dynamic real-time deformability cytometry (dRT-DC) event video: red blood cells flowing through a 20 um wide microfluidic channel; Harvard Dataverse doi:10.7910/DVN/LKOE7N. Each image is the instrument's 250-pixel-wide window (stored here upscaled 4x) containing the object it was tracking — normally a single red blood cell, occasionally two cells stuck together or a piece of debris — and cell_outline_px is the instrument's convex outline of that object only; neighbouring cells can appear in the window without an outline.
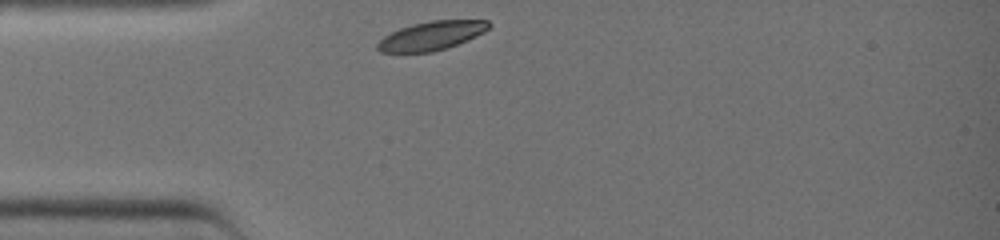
{"species": "common noctule bat (a hibernating species)", "species_latin": "Nyctalus noctula", "temperature_condition": "warm", "stored_images_in_passage": 24, "camera_frame_rate_fps": 3000, "um_per_image_px": 0.085, "animal": {"sex": "female", "body_mass_g": 19.0, "forearm_length_mm": 51.5}, "frame": {"image": 1, "passage_image": 1, "time_ms": 0.0, "image_size_px": [1000, 240], "cell_outline_px": [[492, 24], [484, 32], [476, 36], [456, 44], [432, 52], [380, 52], [376, 48], [376, 44], [384, 36], [400, 28], [412, 24], [432, 20], [488, 20]], "centroid_in_image_um": [36.67, 3.03], "position_along_channel_um": 48.3, "area_um2": 18.5}}
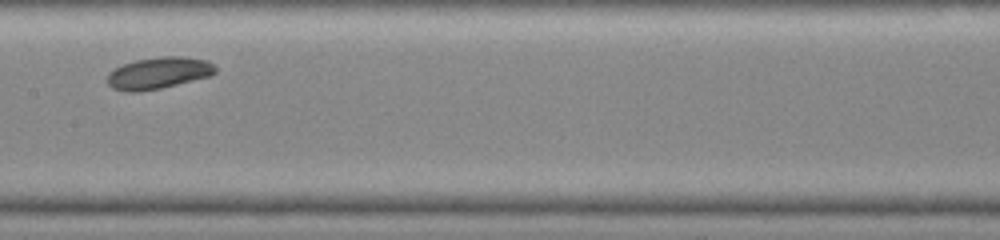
{"frame": {"image": 2, "passage_image": 11, "time_ms": 3.333, "image_size_px": [1000, 240], "cell_outline_px": [[216, 72], [212, 76], [160, 88], [136, 92], [124, 92], [112, 88], [108, 84], [108, 72], [112, 68], [120, 64], [136, 60], [160, 56], [184, 56], [208, 60], [216, 68]], "centroid_in_image_um": [13.46, 6.2], "position_along_channel_um": 193.9, "area_um2": 20.29}}
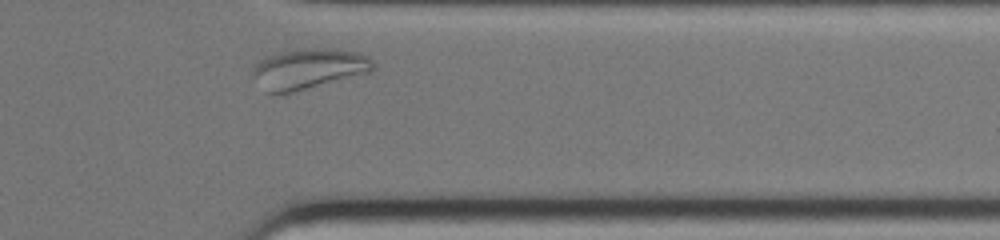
{"frame": {"image": 3, "passage_image": 23, "time_ms": 7.333, "image_size_px": [1000, 240], "cell_outline_px": [[376, 68], [372, 72], [292, 92], [264, 92], [252, 72], [252, 68], [264, 56], [280, 52], [304, 48], [324, 48], [360, 52], [368, 56], [376, 64]], "centroid_in_image_um": [26.28, 5.82], "position_along_channel_um": 385.1, "area_um2": 28.32}}